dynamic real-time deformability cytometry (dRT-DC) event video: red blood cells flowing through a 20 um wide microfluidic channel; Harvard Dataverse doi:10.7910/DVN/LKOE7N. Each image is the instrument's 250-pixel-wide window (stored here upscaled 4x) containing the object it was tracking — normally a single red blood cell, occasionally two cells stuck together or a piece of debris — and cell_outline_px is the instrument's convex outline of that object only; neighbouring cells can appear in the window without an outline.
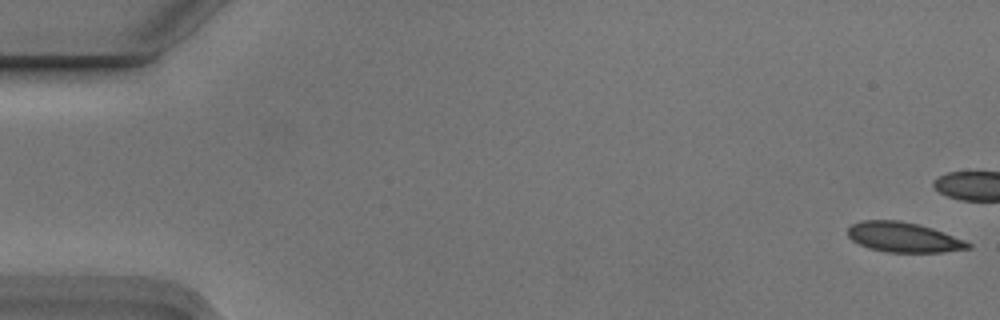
{"species": "Egyptian fruit bat (a non-hibernating species)", "species_latin": "Rousettus aegyptiacus", "temperature_condition": "cold", "stored_images_in_passage": 11, "camera_frame_rate_fps": 3000, "um_per_image_px": 0.085, "animal": {"sex": "male"}, "frame": {"image": 1, "passage_image": 1, "time_ms": 0.0, "image_size_px": [1000, 320], "cell_outline_px": [[972, 248], [944, 252], [888, 252], [868, 248], [852, 240], [848, 236], [848, 228], [852, 224], [860, 220], [900, 220], [920, 224], [932, 228], [964, 240], [972, 244]], "centroid_in_image_um": [76.8, 20.16], "position_along_channel_um": 8.2, "area_um2": 21.04}}
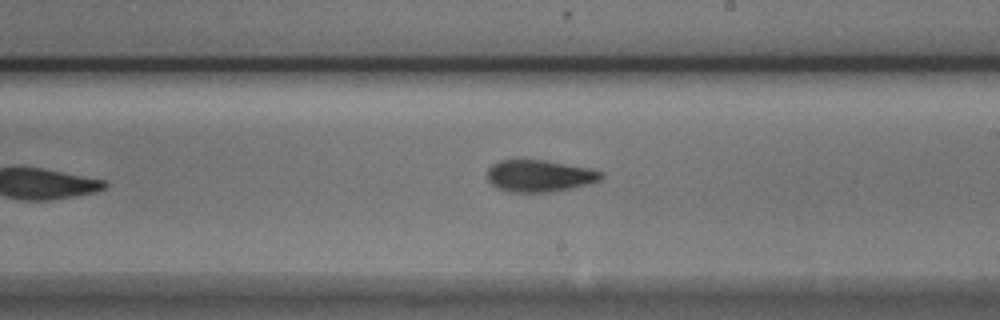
{"frame": {"image": 2, "passage_image": 10, "time_ms": 3.0, "image_size_px": [1000, 320], "cell_outline_px": [[604, 176], [600, 180], [588, 184], [556, 192], [508, 192], [496, 188], [488, 180], [488, 168], [492, 164], [500, 160], [544, 160], [588, 168], [604, 172]], "centroid_in_image_um": [45.86, 14.96], "position_along_channel_um": 243.1, "area_um2": 21.27}}
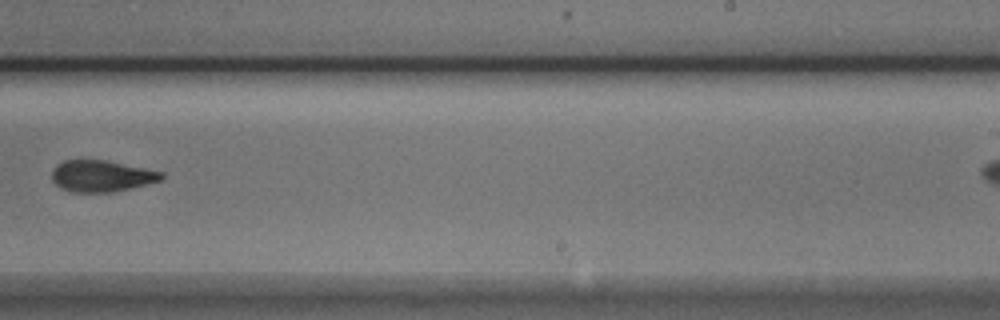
{"frame": {"image": 3, "passage_image": 11, "time_ms": 3.333, "image_size_px": [1000, 320], "cell_outline_px": [[164, 180], [116, 192], [72, 192], [60, 188], [52, 180], [52, 168], [56, 164], [64, 160], [104, 160], [164, 172]], "centroid_in_image_um": [8.64, 14.97], "position_along_channel_um": 280.4, "area_um2": 20.29}}